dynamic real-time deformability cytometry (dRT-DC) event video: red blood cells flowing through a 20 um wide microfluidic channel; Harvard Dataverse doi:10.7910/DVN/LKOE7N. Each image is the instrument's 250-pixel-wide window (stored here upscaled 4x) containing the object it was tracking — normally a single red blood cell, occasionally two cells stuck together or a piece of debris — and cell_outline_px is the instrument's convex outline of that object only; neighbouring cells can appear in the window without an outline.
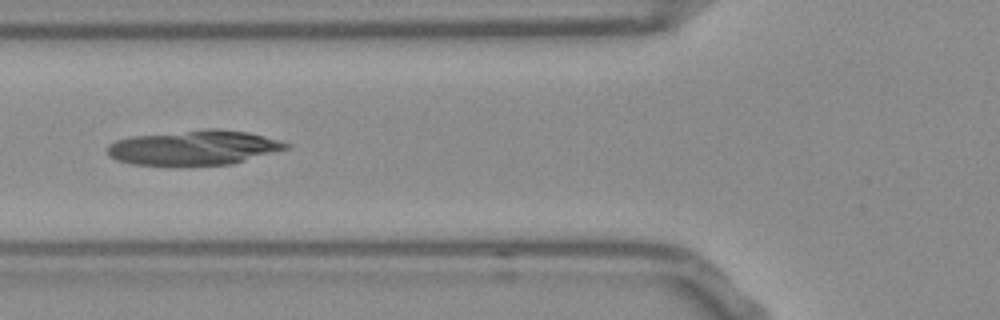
{"species": "Egyptian fruit bat (a non-hibernating species)", "species_latin": "Rousettus aegyptiacus", "temperature_condition": "room temperature", "stored_images_in_passage": 46, "camera_frame_rate_fps": 3000, "um_per_image_px": 0.085, "frame": {"image": 1, "passage_image": 12, "time_ms": 3.667, "image_size_px": [1000, 320], "cell_outline_px": [[292, 144], [288, 148], [232, 164], [132, 164], [116, 160], [108, 152], [108, 144], [116, 140], [136, 136], [208, 128], [216, 128], [248, 132], [264, 136]], "centroid_in_image_um": [16.52, 12.53], "position_along_channel_um": 109.3, "area_um2": 35.49}}
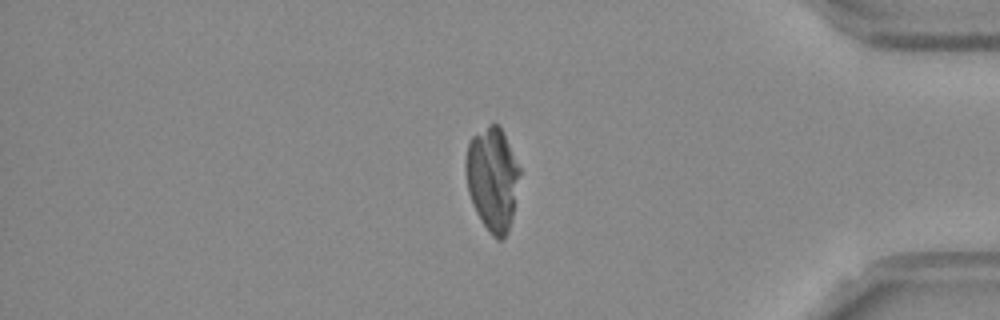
{"frame": {"image": 2, "passage_image": 37, "time_ms": 12.0, "image_size_px": [1000, 320], "cell_outline_px": [[520, 172], [512, 216], [508, 232], [500, 240], [496, 240], [492, 236], [480, 220], [472, 204], [468, 192], [464, 172], [464, 164], [468, 144], [472, 136], [488, 124], [496, 124], [500, 128], [520, 168]], "centroid_in_image_um": [41.82, 15.23], "position_along_channel_um": 393.4, "area_um2": 32.43}}
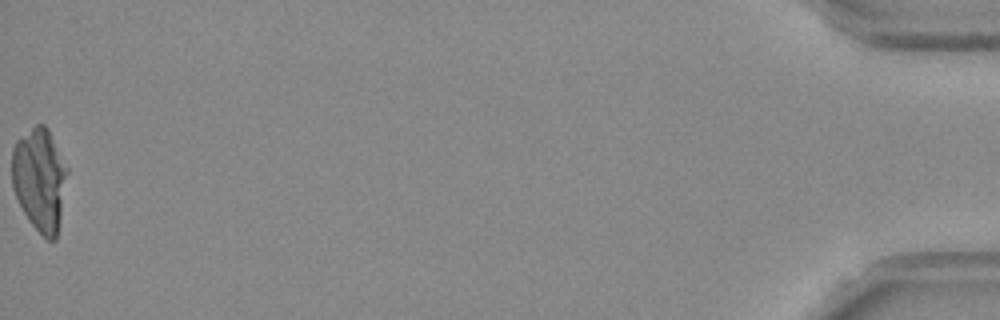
{"frame": {"image": 3, "passage_image": 46, "time_ms": 15.0, "image_size_px": [1000, 320], "cell_outline_px": [[68, 172], [56, 240], [48, 240], [28, 220], [12, 188], [12, 148], [16, 140], [36, 124], [44, 124], [48, 128], [68, 168]], "centroid_in_image_um": [3.37, 15.22], "position_along_channel_um": 431.8, "area_um2": 33.12}}